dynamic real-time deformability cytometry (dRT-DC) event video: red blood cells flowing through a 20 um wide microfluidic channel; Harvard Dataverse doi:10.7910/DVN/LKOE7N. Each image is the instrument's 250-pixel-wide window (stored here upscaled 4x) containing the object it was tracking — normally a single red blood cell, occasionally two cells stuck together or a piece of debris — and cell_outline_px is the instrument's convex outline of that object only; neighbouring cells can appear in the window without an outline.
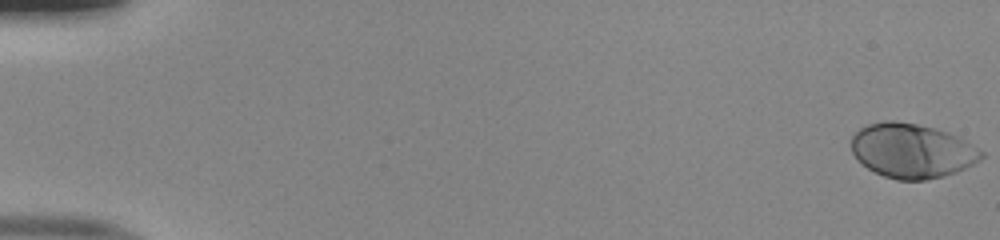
{"species": "human", "species_latin": "Homo sapiens", "temperature_condition": "room temperature", "stored_images_in_passage": 52, "camera_frame_rate_fps": 3000, "um_per_image_px": 0.085, "donor": {"sex": "male"}, "frame": {"image": 1, "passage_image": 1, "time_ms": 0.0, "image_size_px": [1000, 240], "cell_outline_px": [[984, 156], [972, 164], [956, 172], [944, 176], [924, 180], [896, 180], [884, 176], [868, 168], [852, 152], [852, 136], [860, 128], [868, 124], [884, 120], [892, 120], [916, 124], [932, 128], [956, 136], [984, 152]], "centroid_in_image_um": [77.49, 12.82], "position_along_channel_um": 7.5, "area_um2": 40.63}}
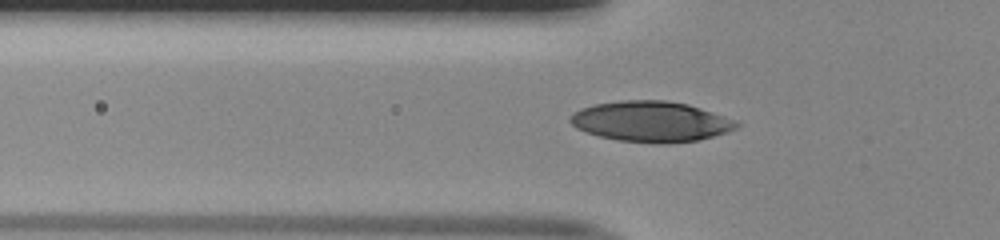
{"frame": {"image": 2, "passage_image": 19, "time_ms": 6.0, "image_size_px": [1000, 240], "cell_outline_px": [[740, 124], [736, 128], [728, 132], [700, 140], [664, 144], [656, 144], [616, 140], [600, 136], [576, 128], [568, 120], [572, 112], [580, 108], [592, 104], [620, 100], [664, 100], [688, 104], [700, 108], [732, 120]], "centroid_in_image_um": [55.28, 10.33], "position_along_channel_um": 70.5, "area_um2": 39.36}}
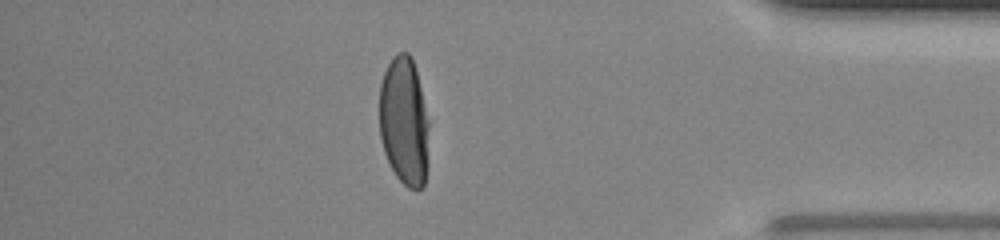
{"frame": {"image": 3, "passage_image": 46, "time_ms": 15.0, "image_size_px": [1000, 240], "cell_outline_px": [[428, 164], [424, 184], [420, 188], [408, 188], [396, 176], [384, 152], [380, 136], [380, 84], [384, 72], [392, 56], [400, 52], [408, 52], [412, 56], [428, 120]], "centroid_in_image_um": [34.35, 10.31], "position_along_channel_um": 400.9, "area_um2": 37.05}, "authors_computed_cell_mechanics": {"area_um2": 39.1017, "velocity_mm_per_s": 3.9982, "shape_relaxation_time_tau1_ms": 2.8807, "shape_relaxation_time_tau2_ms": null, "deformation_change_tau1": 0.1907, "deformation_change_tau2": null}}